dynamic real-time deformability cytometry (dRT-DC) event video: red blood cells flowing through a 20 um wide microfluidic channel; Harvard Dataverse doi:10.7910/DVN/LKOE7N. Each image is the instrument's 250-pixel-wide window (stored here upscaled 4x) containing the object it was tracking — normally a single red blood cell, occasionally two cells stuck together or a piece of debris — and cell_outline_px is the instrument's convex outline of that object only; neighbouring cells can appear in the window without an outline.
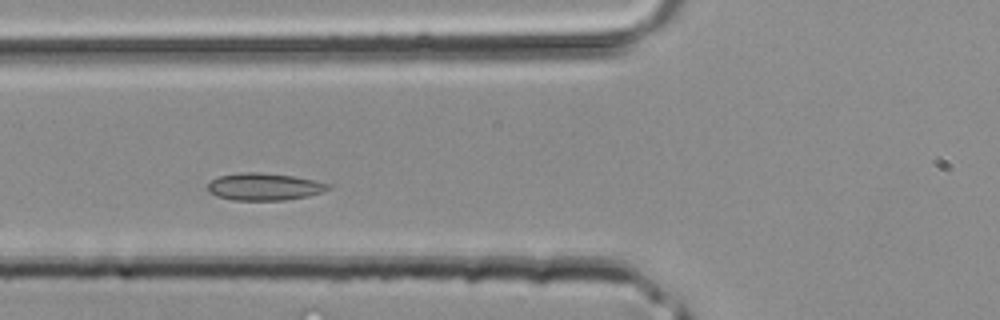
{"species": "common noctule bat (a hibernating species)", "species_latin": "Nyctalus noctula", "temperature_condition": "room temperature", "stored_images_in_passage": 32, "camera_frame_rate_fps": 3000, "um_per_image_px": 0.085, "animal": {"sex": "male", "body_mass_g": 20.4}, "frame": {"image": 1, "passage_image": 7, "time_ms": 2.0, "image_size_px": [1000, 320], "cell_outline_px": [[332, 188], [308, 196], [284, 200], [232, 200], [216, 196], [208, 192], [208, 184], [216, 176], [240, 172], [260, 172], [292, 176], [312, 180], [328, 184]], "centroid_in_image_um": [22.39, 15.87], "position_along_channel_um": 103.4, "area_um2": 19.07}}
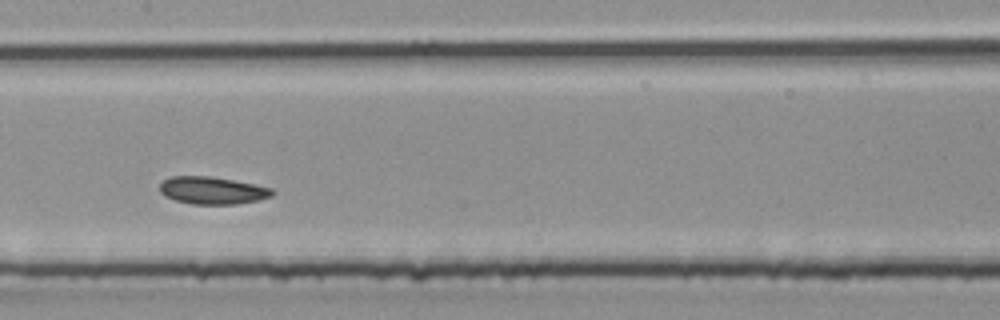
{"frame": {"image": 2, "passage_image": 12, "time_ms": 3.667, "image_size_px": [1000, 320], "cell_outline_px": [[276, 192], [272, 196], [256, 200], [236, 204], [192, 204], [176, 200], [164, 196], [160, 192], [160, 184], [164, 180], [172, 176], [212, 176], [272, 188]], "centroid_in_image_um": [18.04, 16.18], "position_along_channel_um": 189.4, "area_um2": 17.86}}
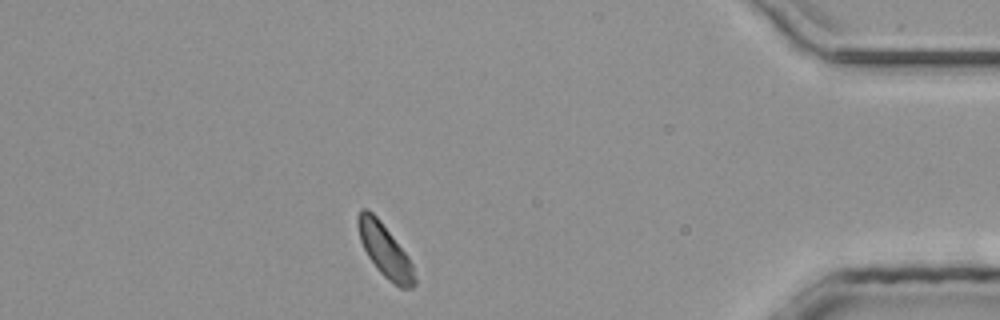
{"frame": {"image": 3, "passage_image": 27, "time_ms": 8.667, "image_size_px": [1000, 320], "cell_outline_px": [[416, 284], [412, 288], [400, 288], [388, 280], [376, 268], [368, 256], [360, 240], [356, 224], [356, 216], [360, 208], [368, 208], [380, 220], [408, 256], [412, 264], [416, 280]], "centroid_in_image_um": [32.69, 21.27], "position_along_channel_um": 402.5, "area_um2": 17.57}}